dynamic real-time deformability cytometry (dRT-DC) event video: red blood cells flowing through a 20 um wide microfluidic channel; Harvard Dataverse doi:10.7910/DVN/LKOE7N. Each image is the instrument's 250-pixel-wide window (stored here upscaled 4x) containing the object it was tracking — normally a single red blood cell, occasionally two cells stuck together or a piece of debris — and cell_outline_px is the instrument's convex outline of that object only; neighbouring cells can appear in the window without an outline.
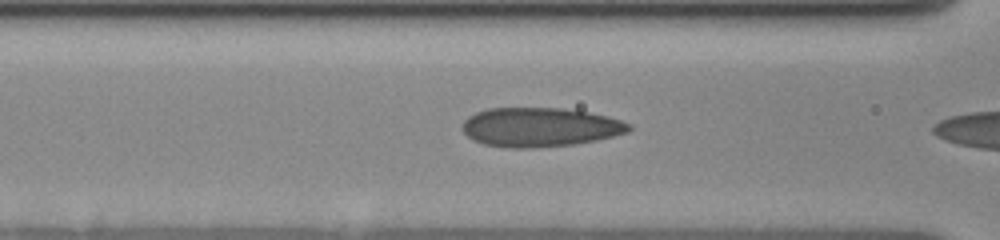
{"species": "human", "species_latin": "Homo sapiens", "temperature_condition": "cold", "stored_images_in_passage": 8, "camera_frame_rate_fps": 3000, "um_per_image_px": 0.085, "donor": {"sex": "female"}, "frame": {"image": 1, "passage_image": 5, "time_ms": 1.0, "image_size_px": [1000, 240], "cell_outline_px": [[632, 128], [628, 132], [596, 140], [572, 144], [532, 148], [504, 148], [484, 144], [472, 140], [460, 128], [464, 120], [468, 116], [476, 112], [488, 108], [560, 108], [588, 112], [620, 120], [632, 124]], "centroid_in_image_um": [45.84, 10.81], "position_along_channel_um": 120.8, "area_um2": 38.03}}